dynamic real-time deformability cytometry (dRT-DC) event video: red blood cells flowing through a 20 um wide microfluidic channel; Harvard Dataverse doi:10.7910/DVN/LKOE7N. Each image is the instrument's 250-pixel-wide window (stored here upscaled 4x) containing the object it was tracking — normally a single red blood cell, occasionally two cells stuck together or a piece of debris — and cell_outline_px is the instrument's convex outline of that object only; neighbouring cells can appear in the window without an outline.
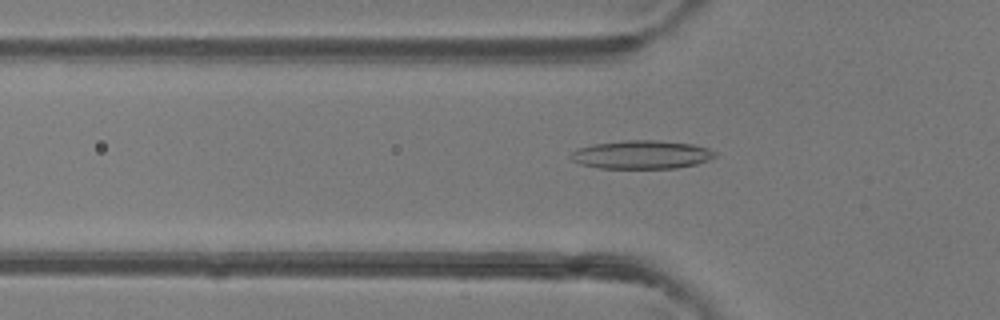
{"species": "common noctule bat (a hibernating species)", "species_latin": "Nyctalus noctula", "temperature_condition": "room temperature", "stored_images_in_passage": 48, "camera_frame_rate_fps": 3000, "um_per_image_px": 0.085, "animal": {"sex": "female"}, "frame": {"image": 1, "passage_image": 16, "time_ms": 5.0, "image_size_px": [1000, 320], "cell_outline_px": [[716, 156], [708, 160], [696, 164], [676, 168], [600, 168], [580, 164], [572, 160], [568, 156], [576, 148], [592, 144], [624, 140], [656, 140], [692, 144], [708, 148], [716, 152]], "centroid_in_image_um": [54.5, 13.14], "position_along_channel_um": 71.3, "area_um2": 23.99}}
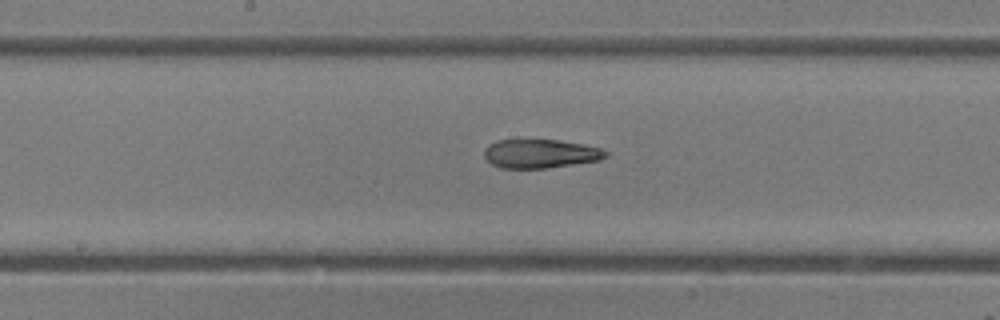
{"frame": {"image": 2, "passage_image": 25, "time_ms": 8.0, "image_size_px": [1000, 320], "cell_outline_px": [[608, 156], [600, 160], [548, 168], [500, 168], [492, 164], [484, 156], [484, 152], [496, 140], [556, 140], [580, 144], [600, 148], [608, 152]], "centroid_in_image_um": [45.96, 13.07], "position_along_channel_um": 202.2, "area_um2": 20.11}}
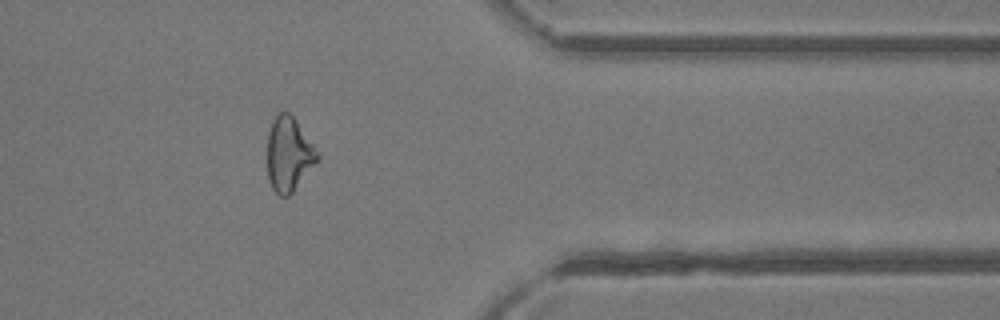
{"frame": {"image": 3, "passage_image": 39, "time_ms": 12.667, "image_size_px": [1000, 320], "cell_outline_px": [[320, 160], [292, 192], [288, 196], [280, 196], [272, 188], [268, 180], [268, 132], [272, 120], [280, 112], [288, 112], [296, 120], [320, 156]], "centroid_in_image_um": [24.55, 13.13], "position_along_channel_um": 386.9, "area_um2": 21.5}, "authors_computed_cell_mechanics": {"area_um2": 22.2241, "velocity_mm_per_s": 4.3251, "shape_relaxation_time_tau1_ms": 8.387, "shape_relaxation_time_tau2_ms": 1.7909, "deformation_change_tau1": 0.2572, "deformation_change_tau2": 0.1076}}